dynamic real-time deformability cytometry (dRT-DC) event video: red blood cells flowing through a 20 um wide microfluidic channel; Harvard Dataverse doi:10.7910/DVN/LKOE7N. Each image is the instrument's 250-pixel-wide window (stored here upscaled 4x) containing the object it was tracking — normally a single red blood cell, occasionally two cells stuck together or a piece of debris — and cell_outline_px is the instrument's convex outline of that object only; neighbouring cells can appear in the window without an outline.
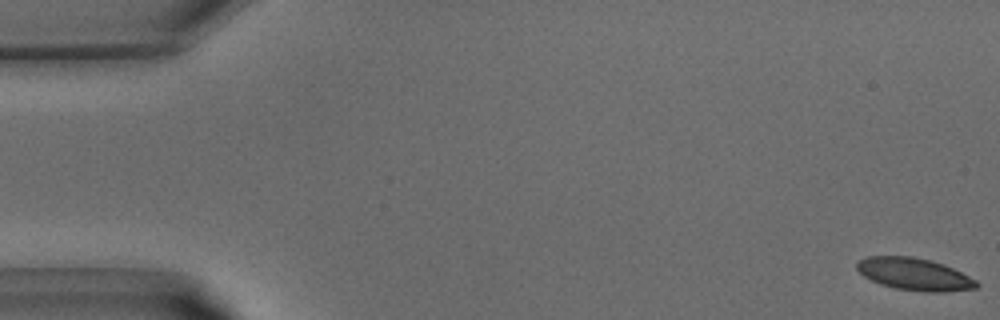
{"species": "common noctule bat (a hibernating species)", "species_latin": "Nyctalus noctula", "temperature_condition": "warm", "stored_images_in_passage": 40, "camera_frame_rate_fps": 3000, "um_per_image_px": 0.085, "animal": {"sex": "male", "body_mass_g": 15.6}, "frame": {"image": 1, "passage_image": 1, "time_ms": 0.0, "image_size_px": [1000, 320], "cell_outline_px": [[980, 284], [976, 288], [944, 292], [924, 292], [896, 288], [880, 284], [864, 276], [856, 268], [856, 264], [860, 260], [868, 256], [912, 256], [944, 264], [976, 280]], "centroid_in_image_um": [77.72, 23.31], "position_along_channel_um": 7.3, "area_um2": 22.31}}
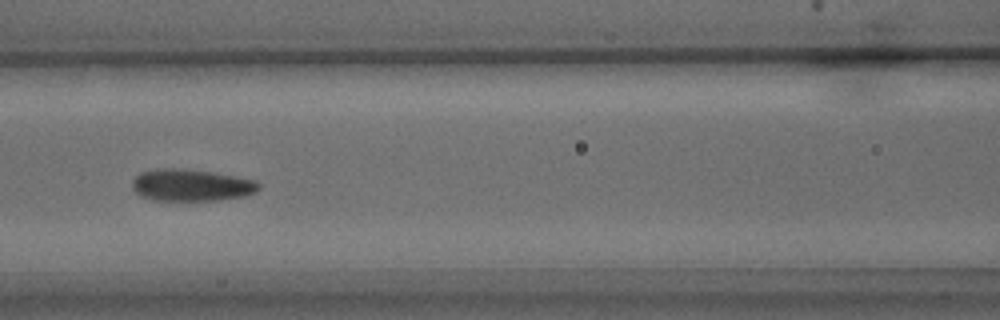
{"frame": {"image": 2, "passage_image": 18, "time_ms": 5.667, "image_size_px": [1000, 320], "cell_outline_px": [[260, 188], [256, 192], [244, 196], [216, 200], [152, 200], [140, 196], [132, 188], [132, 180], [140, 172], [160, 168], [180, 168], [212, 172], [256, 180], [260, 184]], "centroid_in_image_um": [16.24, 15.73], "position_along_channel_um": 150.4, "area_um2": 23.58}}
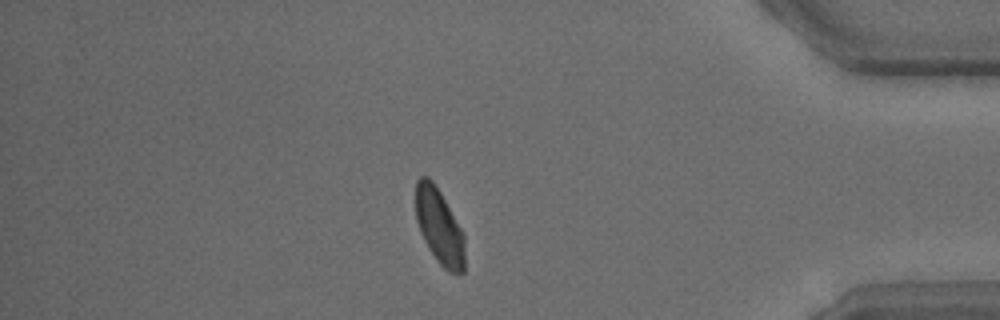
{"frame": {"image": 3, "passage_image": 35, "time_ms": 11.333, "image_size_px": [1000, 320], "cell_outline_px": [[464, 272], [448, 272], [440, 264], [428, 248], [420, 232], [416, 220], [416, 180], [420, 176], [428, 176], [432, 180], [440, 192], [464, 232]], "centroid_in_image_um": [37.34, 19.23], "position_along_channel_um": 397.9, "area_um2": 21.56}}